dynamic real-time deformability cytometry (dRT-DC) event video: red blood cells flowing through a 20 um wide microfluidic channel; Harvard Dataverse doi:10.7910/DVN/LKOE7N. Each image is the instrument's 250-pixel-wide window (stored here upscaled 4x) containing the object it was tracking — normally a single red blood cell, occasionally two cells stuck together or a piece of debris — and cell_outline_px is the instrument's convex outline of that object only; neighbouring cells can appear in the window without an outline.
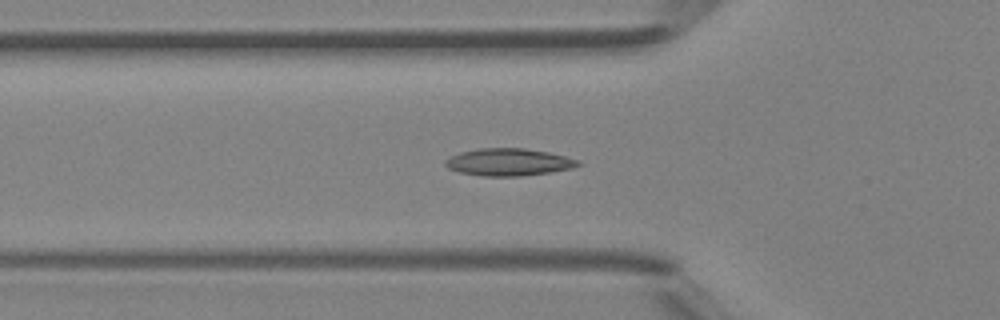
{"species": "Egyptian fruit bat (a non-hibernating species)", "species_latin": "Rousettus aegyptiacus", "temperature_condition": "room temperature", "stored_images_in_passage": 45, "camera_frame_rate_fps": 3000, "um_per_image_px": 0.085, "animal": {"sex": "female"}, "frame": {"image": 1, "passage_image": 16, "time_ms": 5.0, "image_size_px": [1000, 320], "cell_outline_px": [[580, 164], [572, 168], [552, 172], [520, 176], [484, 176], [460, 172], [448, 168], [444, 164], [444, 160], [460, 152], [480, 148], [524, 148], [548, 152], [580, 160]], "centroid_in_image_um": [43.23, 13.78], "position_along_channel_um": 82.6, "area_um2": 21.04}}
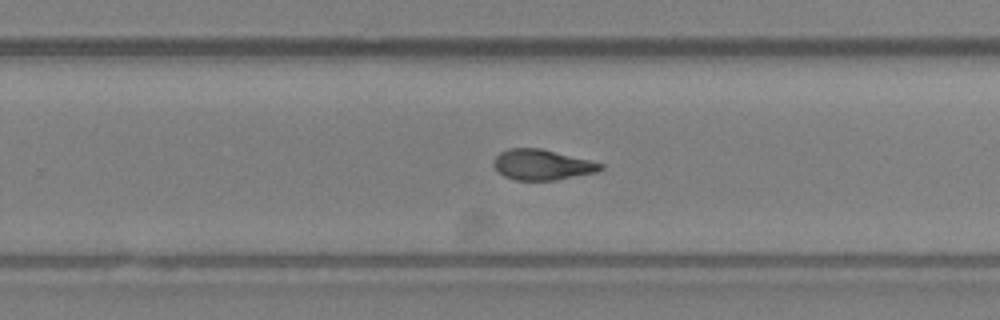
{"frame": {"image": 2, "passage_image": 30, "time_ms": 9.667, "image_size_px": [1000, 320], "cell_outline_px": [[604, 168], [596, 172], [556, 180], [516, 180], [504, 176], [492, 164], [492, 160], [500, 152], [508, 148], [540, 148], [604, 164]], "centroid_in_image_um": [46.05, 14.0], "position_along_channel_um": 283.8, "area_um2": 18.84}}
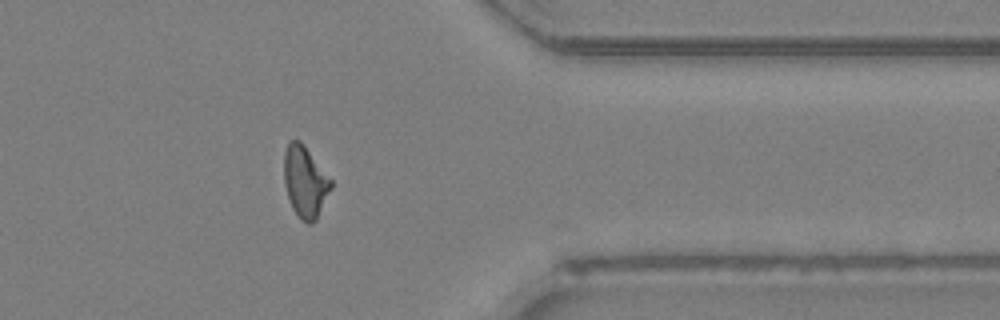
{"frame": {"image": 3, "passage_image": 38, "time_ms": 12.333, "image_size_px": [1000, 320], "cell_outline_px": [[332, 188], [316, 220], [312, 224], [308, 224], [300, 220], [292, 208], [284, 184], [284, 152], [288, 144], [292, 140], [300, 140], [304, 144], [332, 180]], "centroid_in_image_um": [25.94, 15.47], "position_along_channel_um": 385.5, "area_um2": 19.65}, "authors_computed_cell_mechanics": {"area_um2": 19.7676, "velocity_mm_per_s": 4.3288, "shape_relaxation_time_tau1_ms": 8.1159, "shape_relaxation_time_tau2_ms": 1.4791, "deformation_change_tau1": 0.2014, "deformation_change_tau2": 0.0736}}